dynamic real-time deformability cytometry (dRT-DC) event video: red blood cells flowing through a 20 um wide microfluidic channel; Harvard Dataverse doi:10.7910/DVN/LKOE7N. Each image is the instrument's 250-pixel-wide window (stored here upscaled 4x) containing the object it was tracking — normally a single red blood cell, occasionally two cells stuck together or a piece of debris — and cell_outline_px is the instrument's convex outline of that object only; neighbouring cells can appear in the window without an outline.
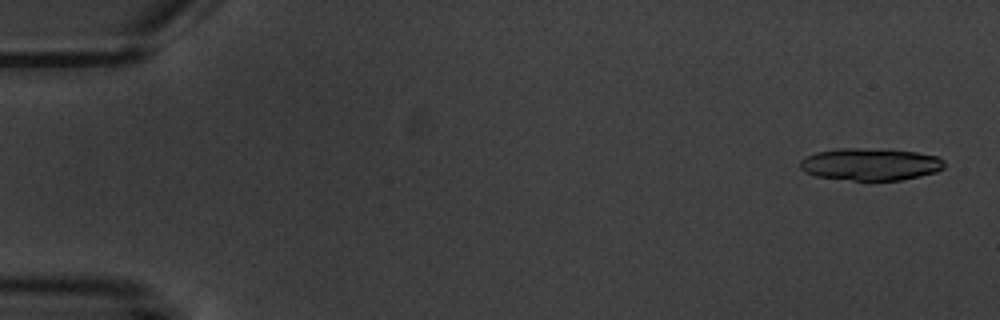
{"species": "common noctule bat (a hibernating species)", "species_latin": "Nyctalus noctula", "temperature_condition": "warm", "stored_images_in_passage": 5, "camera_frame_rate_fps": 3000, "um_per_image_px": 0.085, "animal": {"sex": "male", "body_mass_g": 20.1, "forearm_length_mm": 53.5}, "frame": {"image": 1, "passage_image": 1, "time_ms": 0.0, "image_size_px": [1000, 320], "cell_outline_px": [[944, 168], [936, 172], [920, 176], [900, 180], [852, 180], [816, 176], [804, 172], [800, 168], [800, 160], [804, 156], [816, 152], [840, 148], [856, 148], [916, 152], [940, 156], [944, 160]], "centroid_in_image_um": [73.97, 13.96], "position_along_channel_um": 11.0, "area_um2": 27.05}}